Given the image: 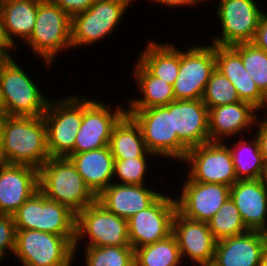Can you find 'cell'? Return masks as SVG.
I'll use <instances>...</instances> for the list:
<instances>
[{
    "instance_id": "obj_1",
    "label": "cell",
    "mask_w": 267,
    "mask_h": 266,
    "mask_svg": "<svg viewBox=\"0 0 267 266\" xmlns=\"http://www.w3.org/2000/svg\"><path fill=\"white\" fill-rule=\"evenodd\" d=\"M50 157L43 116H3L0 124L2 162L39 169Z\"/></svg>"
},
{
    "instance_id": "obj_2",
    "label": "cell",
    "mask_w": 267,
    "mask_h": 266,
    "mask_svg": "<svg viewBox=\"0 0 267 266\" xmlns=\"http://www.w3.org/2000/svg\"><path fill=\"white\" fill-rule=\"evenodd\" d=\"M38 170L39 190L49 200L67 206L75 214L96 200L68 158L50 157Z\"/></svg>"
},
{
    "instance_id": "obj_3",
    "label": "cell",
    "mask_w": 267,
    "mask_h": 266,
    "mask_svg": "<svg viewBox=\"0 0 267 266\" xmlns=\"http://www.w3.org/2000/svg\"><path fill=\"white\" fill-rule=\"evenodd\" d=\"M71 24L72 18L56 3L41 0L32 34L26 44L50 66L60 50L72 48Z\"/></svg>"
},
{
    "instance_id": "obj_4",
    "label": "cell",
    "mask_w": 267,
    "mask_h": 266,
    "mask_svg": "<svg viewBox=\"0 0 267 266\" xmlns=\"http://www.w3.org/2000/svg\"><path fill=\"white\" fill-rule=\"evenodd\" d=\"M13 57L0 72V106L6 116H43L49 100Z\"/></svg>"
},
{
    "instance_id": "obj_5",
    "label": "cell",
    "mask_w": 267,
    "mask_h": 266,
    "mask_svg": "<svg viewBox=\"0 0 267 266\" xmlns=\"http://www.w3.org/2000/svg\"><path fill=\"white\" fill-rule=\"evenodd\" d=\"M75 236L16 230L14 255L23 266H71Z\"/></svg>"
},
{
    "instance_id": "obj_6",
    "label": "cell",
    "mask_w": 267,
    "mask_h": 266,
    "mask_svg": "<svg viewBox=\"0 0 267 266\" xmlns=\"http://www.w3.org/2000/svg\"><path fill=\"white\" fill-rule=\"evenodd\" d=\"M126 111L139 125L149 152L182 161L189 148L173 133L172 102L166 106Z\"/></svg>"
},
{
    "instance_id": "obj_7",
    "label": "cell",
    "mask_w": 267,
    "mask_h": 266,
    "mask_svg": "<svg viewBox=\"0 0 267 266\" xmlns=\"http://www.w3.org/2000/svg\"><path fill=\"white\" fill-rule=\"evenodd\" d=\"M16 230H38L59 236H75L76 214L49 200L40 190L12 215Z\"/></svg>"
},
{
    "instance_id": "obj_8",
    "label": "cell",
    "mask_w": 267,
    "mask_h": 266,
    "mask_svg": "<svg viewBox=\"0 0 267 266\" xmlns=\"http://www.w3.org/2000/svg\"><path fill=\"white\" fill-rule=\"evenodd\" d=\"M86 235V247L131 246L128 220L111 213L97 200L76 214L74 254Z\"/></svg>"
},
{
    "instance_id": "obj_9",
    "label": "cell",
    "mask_w": 267,
    "mask_h": 266,
    "mask_svg": "<svg viewBox=\"0 0 267 266\" xmlns=\"http://www.w3.org/2000/svg\"><path fill=\"white\" fill-rule=\"evenodd\" d=\"M61 100L49 99L43 114L51 157H67L73 151L82 122V98L69 96Z\"/></svg>"
},
{
    "instance_id": "obj_10",
    "label": "cell",
    "mask_w": 267,
    "mask_h": 266,
    "mask_svg": "<svg viewBox=\"0 0 267 266\" xmlns=\"http://www.w3.org/2000/svg\"><path fill=\"white\" fill-rule=\"evenodd\" d=\"M134 0H96L86 11L72 17L71 44L90 46L115 31Z\"/></svg>"
},
{
    "instance_id": "obj_11",
    "label": "cell",
    "mask_w": 267,
    "mask_h": 266,
    "mask_svg": "<svg viewBox=\"0 0 267 266\" xmlns=\"http://www.w3.org/2000/svg\"><path fill=\"white\" fill-rule=\"evenodd\" d=\"M190 171L188 178L200 183L232 186L237 180L229 146L224 142H207L189 148L182 159Z\"/></svg>"
},
{
    "instance_id": "obj_12",
    "label": "cell",
    "mask_w": 267,
    "mask_h": 266,
    "mask_svg": "<svg viewBox=\"0 0 267 266\" xmlns=\"http://www.w3.org/2000/svg\"><path fill=\"white\" fill-rule=\"evenodd\" d=\"M215 70V45L191 46L180 50L178 76L173 83L176 100L202 99L211 73Z\"/></svg>"
},
{
    "instance_id": "obj_13",
    "label": "cell",
    "mask_w": 267,
    "mask_h": 266,
    "mask_svg": "<svg viewBox=\"0 0 267 266\" xmlns=\"http://www.w3.org/2000/svg\"><path fill=\"white\" fill-rule=\"evenodd\" d=\"M126 113V109L119 105L112 111L104 102L82 96V122L70 154L108 146L113 128Z\"/></svg>"
},
{
    "instance_id": "obj_14",
    "label": "cell",
    "mask_w": 267,
    "mask_h": 266,
    "mask_svg": "<svg viewBox=\"0 0 267 266\" xmlns=\"http://www.w3.org/2000/svg\"><path fill=\"white\" fill-rule=\"evenodd\" d=\"M255 0H220L217 15L222 35L213 37L214 45L232 46L252 42L264 11Z\"/></svg>"
},
{
    "instance_id": "obj_15",
    "label": "cell",
    "mask_w": 267,
    "mask_h": 266,
    "mask_svg": "<svg viewBox=\"0 0 267 266\" xmlns=\"http://www.w3.org/2000/svg\"><path fill=\"white\" fill-rule=\"evenodd\" d=\"M177 211L175 197L161 195L147 209L128 220L129 242L133 249L153 244L172 234V223Z\"/></svg>"
},
{
    "instance_id": "obj_16",
    "label": "cell",
    "mask_w": 267,
    "mask_h": 266,
    "mask_svg": "<svg viewBox=\"0 0 267 266\" xmlns=\"http://www.w3.org/2000/svg\"><path fill=\"white\" fill-rule=\"evenodd\" d=\"M175 198L177 211L186 218L207 222L230 197V186L217 183H200L189 178Z\"/></svg>"
},
{
    "instance_id": "obj_17",
    "label": "cell",
    "mask_w": 267,
    "mask_h": 266,
    "mask_svg": "<svg viewBox=\"0 0 267 266\" xmlns=\"http://www.w3.org/2000/svg\"><path fill=\"white\" fill-rule=\"evenodd\" d=\"M39 190V170L23 164H0V213L13 215Z\"/></svg>"
},
{
    "instance_id": "obj_18",
    "label": "cell",
    "mask_w": 267,
    "mask_h": 266,
    "mask_svg": "<svg viewBox=\"0 0 267 266\" xmlns=\"http://www.w3.org/2000/svg\"><path fill=\"white\" fill-rule=\"evenodd\" d=\"M172 234L176 237L181 257L187 256L199 266L212 265L217 240L207 222L186 218L176 211Z\"/></svg>"
},
{
    "instance_id": "obj_19",
    "label": "cell",
    "mask_w": 267,
    "mask_h": 266,
    "mask_svg": "<svg viewBox=\"0 0 267 266\" xmlns=\"http://www.w3.org/2000/svg\"><path fill=\"white\" fill-rule=\"evenodd\" d=\"M267 252V233L248 231L218 240L212 266H258Z\"/></svg>"
},
{
    "instance_id": "obj_20",
    "label": "cell",
    "mask_w": 267,
    "mask_h": 266,
    "mask_svg": "<svg viewBox=\"0 0 267 266\" xmlns=\"http://www.w3.org/2000/svg\"><path fill=\"white\" fill-rule=\"evenodd\" d=\"M209 109L202 101L175 100L172 102L173 133L188 147L210 142Z\"/></svg>"
},
{
    "instance_id": "obj_21",
    "label": "cell",
    "mask_w": 267,
    "mask_h": 266,
    "mask_svg": "<svg viewBox=\"0 0 267 266\" xmlns=\"http://www.w3.org/2000/svg\"><path fill=\"white\" fill-rule=\"evenodd\" d=\"M161 193L146 188L145 184H120L112 182L104 189L96 200L108 211L118 217L129 219L139 211L147 209Z\"/></svg>"
},
{
    "instance_id": "obj_22",
    "label": "cell",
    "mask_w": 267,
    "mask_h": 266,
    "mask_svg": "<svg viewBox=\"0 0 267 266\" xmlns=\"http://www.w3.org/2000/svg\"><path fill=\"white\" fill-rule=\"evenodd\" d=\"M230 198L249 231L267 233V190L259 179L236 181L231 186Z\"/></svg>"
},
{
    "instance_id": "obj_23",
    "label": "cell",
    "mask_w": 267,
    "mask_h": 266,
    "mask_svg": "<svg viewBox=\"0 0 267 266\" xmlns=\"http://www.w3.org/2000/svg\"><path fill=\"white\" fill-rule=\"evenodd\" d=\"M257 109L250 103L240 101L209 109L210 142H223L225 138L247 130L258 119ZM223 139V140H222Z\"/></svg>"
},
{
    "instance_id": "obj_24",
    "label": "cell",
    "mask_w": 267,
    "mask_h": 266,
    "mask_svg": "<svg viewBox=\"0 0 267 266\" xmlns=\"http://www.w3.org/2000/svg\"><path fill=\"white\" fill-rule=\"evenodd\" d=\"M68 158L83 178L85 185L97 197L114 179V157L108 146L77 154Z\"/></svg>"
},
{
    "instance_id": "obj_25",
    "label": "cell",
    "mask_w": 267,
    "mask_h": 266,
    "mask_svg": "<svg viewBox=\"0 0 267 266\" xmlns=\"http://www.w3.org/2000/svg\"><path fill=\"white\" fill-rule=\"evenodd\" d=\"M215 69L231 81L241 101L255 108L260 105L262 92L243 66L240 54L232 46L215 45Z\"/></svg>"
},
{
    "instance_id": "obj_26",
    "label": "cell",
    "mask_w": 267,
    "mask_h": 266,
    "mask_svg": "<svg viewBox=\"0 0 267 266\" xmlns=\"http://www.w3.org/2000/svg\"><path fill=\"white\" fill-rule=\"evenodd\" d=\"M109 147L115 160L155 156L148 151L139 125L127 113L113 128Z\"/></svg>"
},
{
    "instance_id": "obj_27",
    "label": "cell",
    "mask_w": 267,
    "mask_h": 266,
    "mask_svg": "<svg viewBox=\"0 0 267 266\" xmlns=\"http://www.w3.org/2000/svg\"><path fill=\"white\" fill-rule=\"evenodd\" d=\"M175 47L150 40L137 60L151 75L173 85L180 66V49Z\"/></svg>"
},
{
    "instance_id": "obj_28",
    "label": "cell",
    "mask_w": 267,
    "mask_h": 266,
    "mask_svg": "<svg viewBox=\"0 0 267 266\" xmlns=\"http://www.w3.org/2000/svg\"><path fill=\"white\" fill-rule=\"evenodd\" d=\"M40 1L9 0L0 9L7 38L13 46H16L14 37L26 43L32 34Z\"/></svg>"
},
{
    "instance_id": "obj_29",
    "label": "cell",
    "mask_w": 267,
    "mask_h": 266,
    "mask_svg": "<svg viewBox=\"0 0 267 266\" xmlns=\"http://www.w3.org/2000/svg\"><path fill=\"white\" fill-rule=\"evenodd\" d=\"M134 77L142 98L128 101V109H148L156 106H166L175 101L173 86L161 78L151 75L138 61L134 65Z\"/></svg>"
},
{
    "instance_id": "obj_30",
    "label": "cell",
    "mask_w": 267,
    "mask_h": 266,
    "mask_svg": "<svg viewBox=\"0 0 267 266\" xmlns=\"http://www.w3.org/2000/svg\"><path fill=\"white\" fill-rule=\"evenodd\" d=\"M229 147L237 180H257L260 178L264 161L260 151L258 139L238 142Z\"/></svg>"
},
{
    "instance_id": "obj_31",
    "label": "cell",
    "mask_w": 267,
    "mask_h": 266,
    "mask_svg": "<svg viewBox=\"0 0 267 266\" xmlns=\"http://www.w3.org/2000/svg\"><path fill=\"white\" fill-rule=\"evenodd\" d=\"M181 259L183 258L173 234L153 244L134 249L135 266H179Z\"/></svg>"
},
{
    "instance_id": "obj_32",
    "label": "cell",
    "mask_w": 267,
    "mask_h": 266,
    "mask_svg": "<svg viewBox=\"0 0 267 266\" xmlns=\"http://www.w3.org/2000/svg\"><path fill=\"white\" fill-rule=\"evenodd\" d=\"M207 224L217 241L227 237L242 235L249 231L243 223L234 201L230 197L218 212L207 221Z\"/></svg>"
},
{
    "instance_id": "obj_33",
    "label": "cell",
    "mask_w": 267,
    "mask_h": 266,
    "mask_svg": "<svg viewBox=\"0 0 267 266\" xmlns=\"http://www.w3.org/2000/svg\"><path fill=\"white\" fill-rule=\"evenodd\" d=\"M85 248L86 266H135L132 246Z\"/></svg>"
},
{
    "instance_id": "obj_34",
    "label": "cell",
    "mask_w": 267,
    "mask_h": 266,
    "mask_svg": "<svg viewBox=\"0 0 267 266\" xmlns=\"http://www.w3.org/2000/svg\"><path fill=\"white\" fill-rule=\"evenodd\" d=\"M232 47L240 54L243 66L263 92L267 88V52L252 42L235 44Z\"/></svg>"
},
{
    "instance_id": "obj_35",
    "label": "cell",
    "mask_w": 267,
    "mask_h": 266,
    "mask_svg": "<svg viewBox=\"0 0 267 266\" xmlns=\"http://www.w3.org/2000/svg\"><path fill=\"white\" fill-rule=\"evenodd\" d=\"M202 101L210 109L240 102L241 100L231 81L215 69L206 84Z\"/></svg>"
},
{
    "instance_id": "obj_36",
    "label": "cell",
    "mask_w": 267,
    "mask_h": 266,
    "mask_svg": "<svg viewBox=\"0 0 267 266\" xmlns=\"http://www.w3.org/2000/svg\"><path fill=\"white\" fill-rule=\"evenodd\" d=\"M148 158H131L127 160L114 161L113 176H117L119 181L115 183L120 184H135L143 185L146 178V171L148 167Z\"/></svg>"
},
{
    "instance_id": "obj_37",
    "label": "cell",
    "mask_w": 267,
    "mask_h": 266,
    "mask_svg": "<svg viewBox=\"0 0 267 266\" xmlns=\"http://www.w3.org/2000/svg\"><path fill=\"white\" fill-rule=\"evenodd\" d=\"M15 239L16 229L13 216L0 213V262L9 253L7 251L14 254Z\"/></svg>"
},
{
    "instance_id": "obj_38",
    "label": "cell",
    "mask_w": 267,
    "mask_h": 266,
    "mask_svg": "<svg viewBox=\"0 0 267 266\" xmlns=\"http://www.w3.org/2000/svg\"><path fill=\"white\" fill-rule=\"evenodd\" d=\"M71 18L86 11L96 0H52Z\"/></svg>"
},
{
    "instance_id": "obj_39",
    "label": "cell",
    "mask_w": 267,
    "mask_h": 266,
    "mask_svg": "<svg viewBox=\"0 0 267 266\" xmlns=\"http://www.w3.org/2000/svg\"><path fill=\"white\" fill-rule=\"evenodd\" d=\"M252 43L267 52V14L263 13Z\"/></svg>"
},
{
    "instance_id": "obj_40",
    "label": "cell",
    "mask_w": 267,
    "mask_h": 266,
    "mask_svg": "<svg viewBox=\"0 0 267 266\" xmlns=\"http://www.w3.org/2000/svg\"><path fill=\"white\" fill-rule=\"evenodd\" d=\"M257 123L256 125L259 126L258 133L254 136L258 139L263 161L264 163H267V118L263 120L260 119V121L258 118Z\"/></svg>"
},
{
    "instance_id": "obj_41",
    "label": "cell",
    "mask_w": 267,
    "mask_h": 266,
    "mask_svg": "<svg viewBox=\"0 0 267 266\" xmlns=\"http://www.w3.org/2000/svg\"><path fill=\"white\" fill-rule=\"evenodd\" d=\"M153 3H157V4H162L165 5L167 7H181V6H190V5H197V1L196 0H150Z\"/></svg>"
},
{
    "instance_id": "obj_42",
    "label": "cell",
    "mask_w": 267,
    "mask_h": 266,
    "mask_svg": "<svg viewBox=\"0 0 267 266\" xmlns=\"http://www.w3.org/2000/svg\"><path fill=\"white\" fill-rule=\"evenodd\" d=\"M14 47H0V72L5 66V64L12 58L9 51Z\"/></svg>"
},
{
    "instance_id": "obj_43",
    "label": "cell",
    "mask_w": 267,
    "mask_h": 266,
    "mask_svg": "<svg viewBox=\"0 0 267 266\" xmlns=\"http://www.w3.org/2000/svg\"><path fill=\"white\" fill-rule=\"evenodd\" d=\"M0 47H14L8 40L0 12Z\"/></svg>"
},
{
    "instance_id": "obj_44",
    "label": "cell",
    "mask_w": 267,
    "mask_h": 266,
    "mask_svg": "<svg viewBox=\"0 0 267 266\" xmlns=\"http://www.w3.org/2000/svg\"><path fill=\"white\" fill-rule=\"evenodd\" d=\"M259 180L261 181L263 187L267 190V163H264Z\"/></svg>"
},
{
    "instance_id": "obj_45",
    "label": "cell",
    "mask_w": 267,
    "mask_h": 266,
    "mask_svg": "<svg viewBox=\"0 0 267 266\" xmlns=\"http://www.w3.org/2000/svg\"><path fill=\"white\" fill-rule=\"evenodd\" d=\"M263 107H267V88L262 92V99L260 105L256 108L257 111L261 110ZM267 118V116L265 117Z\"/></svg>"
},
{
    "instance_id": "obj_46",
    "label": "cell",
    "mask_w": 267,
    "mask_h": 266,
    "mask_svg": "<svg viewBox=\"0 0 267 266\" xmlns=\"http://www.w3.org/2000/svg\"><path fill=\"white\" fill-rule=\"evenodd\" d=\"M258 266H267V252L262 256Z\"/></svg>"
},
{
    "instance_id": "obj_47",
    "label": "cell",
    "mask_w": 267,
    "mask_h": 266,
    "mask_svg": "<svg viewBox=\"0 0 267 266\" xmlns=\"http://www.w3.org/2000/svg\"><path fill=\"white\" fill-rule=\"evenodd\" d=\"M9 0H0V9L4 7Z\"/></svg>"
},
{
    "instance_id": "obj_48",
    "label": "cell",
    "mask_w": 267,
    "mask_h": 266,
    "mask_svg": "<svg viewBox=\"0 0 267 266\" xmlns=\"http://www.w3.org/2000/svg\"><path fill=\"white\" fill-rule=\"evenodd\" d=\"M3 116H4V113H3L2 108L0 106V124H1V121L3 119Z\"/></svg>"
},
{
    "instance_id": "obj_49",
    "label": "cell",
    "mask_w": 267,
    "mask_h": 266,
    "mask_svg": "<svg viewBox=\"0 0 267 266\" xmlns=\"http://www.w3.org/2000/svg\"><path fill=\"white\" fill-rule=\"evenodd\" d=\"M197 2H206V0H196ZM207 1H209V0H207Z\"/></svg>"
}]
</instances>
